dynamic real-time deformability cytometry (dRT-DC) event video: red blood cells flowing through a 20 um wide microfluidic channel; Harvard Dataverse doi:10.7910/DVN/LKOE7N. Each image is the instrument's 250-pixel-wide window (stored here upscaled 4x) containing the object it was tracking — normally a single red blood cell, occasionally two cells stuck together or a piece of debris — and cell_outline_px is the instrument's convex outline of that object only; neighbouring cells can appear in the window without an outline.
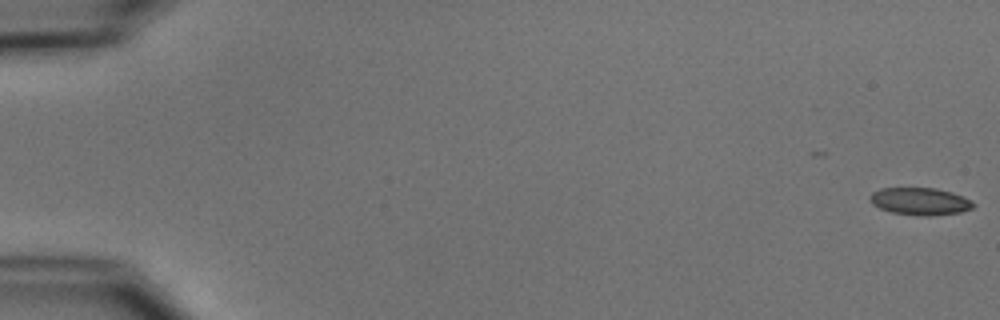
{"species": "common noctule bat (a hibernating species)", "species_latin": "Nyctalus noctula", "temperature_condition": "cold", "stored_images_in_passage": 43, "camera_frame_rate_fps": 3000, "um_per_image_px": 0.085, "animal": {"sex": "male", "body_mass_g": 15.6}, "frame": {"image": 1, "passage_image": 1, "time_ms": 0.0, "image_size_px": [1000, 320], "cell_outline_px": [[976, 204], [972, 208], [960, 212], [928, 216], [924, 216], [892, 212], [880, 208], [872, 204], [868, 200], [872, 192], [880, 188], [936, 188], [952, 192], [964, 196]], "centroid_in_image_um": [78.2, 17.1], "position_along_channel_um": 6.8, "area_um2": 16.47}}
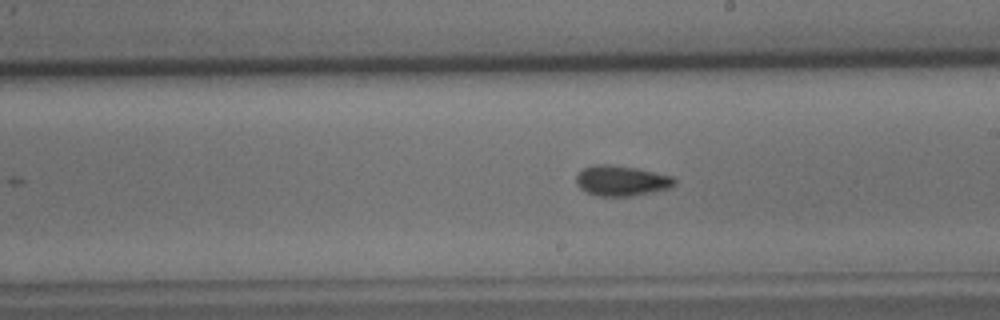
{"frame": {"image": 2, "passage_image": 32, "time_ms": 10.333, "image_size_px": [1000, 320], "cell_outline_px": [[676, 184], [668, 188], [632, 196], [600, 196], [588, 192], [580, 188], [576, 180], [576, 176], [584, 168], [592, 164], [608, 164], [636, 168], [672, 176], [676, 180]], "centroid_in_image_um": [52.82, 15.35], "position_along_channel_um": 236.2, "area_um2": 17.17}}
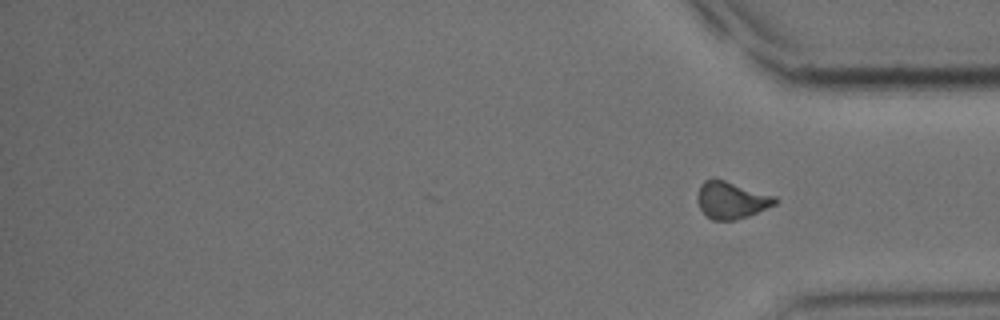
{"frame": {"image": 3, "passage_image": 43, "time_ms": 14.0, "image_size_px": [1000, 320], "cell_outline_px": [[780, 200], [776, 204], [748, 216], [736, 220], [712, 220], [700, 208], [696, 200], [696, 196], [700, 184], [704, 180], [712, 176], [776, 196]], "centroid_in_image_um": [62.15, 16.98], "position_along_channel_um": 373.0, "area_um2": 17.05}, "authors_computed_cell_mechanics": {"area_um2": 16.8776, "velocity_mm_per_s": 3.7563, "shape_relaxation_time_tau1_ms": 7.7072, "shape_relaxation_time_tau2_ms": 3.7504, "deformation_change_tau1": 0.1385, "deformation_change_tau2": 0.094}}